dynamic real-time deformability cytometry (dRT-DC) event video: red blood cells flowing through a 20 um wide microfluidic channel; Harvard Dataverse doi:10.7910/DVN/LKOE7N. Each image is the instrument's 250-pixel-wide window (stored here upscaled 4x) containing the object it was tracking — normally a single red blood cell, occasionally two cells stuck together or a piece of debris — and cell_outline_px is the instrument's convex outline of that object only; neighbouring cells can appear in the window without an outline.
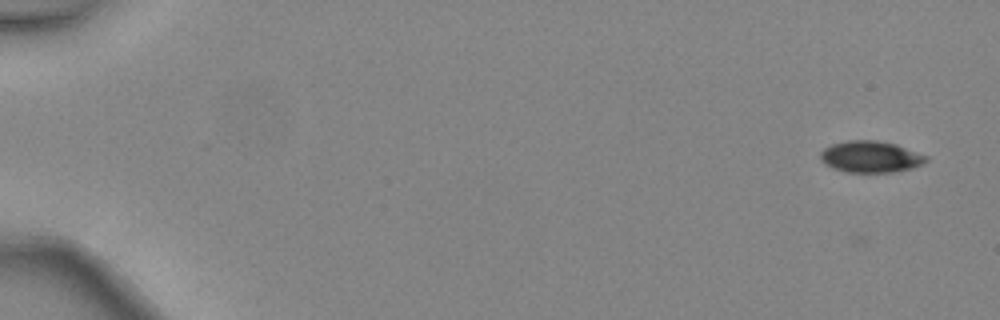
{"species": "common noctule bat (a hibernating species)", "species_latin": "Nyctalus noctula", "temperature_condition": "warm", "stored_images_in_passage": 5, "camera_frame_rate_fps": 3000, "um_per_image_px": 0.085, "animal": {"sex": "female", "body_mass_g": 24.6, "forearm_length_mm": 56.2}, "frame": {"image": 1, "passage_image": 1, "time_ms": 0.0, "image_size_px": [1000, 320], "cell_outline_px": [[928, 160], [912, 168], [892, 172], [844, 172], [832, 168], [824, 164], [820, 160], [820, 152], [824, 148], [832, 144], [848, 140], [876, 140], [896, 144], [928, 156]], "centroid_in_image_um": [73.96, 13.32], "position_along_channel_um": 11.0, "area_um2": 19.48}}
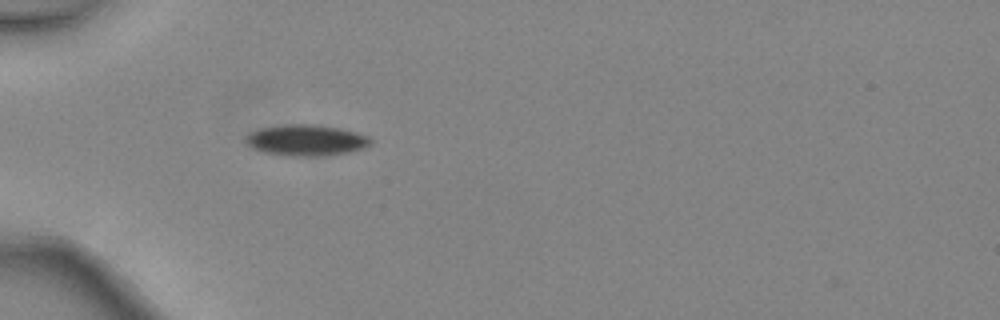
{"frame": {"image": 2, "passage_image": 5, "time_ms": 1.333, "image_size_px": [1000, 320], "cell_outline_px": [[372, 144], [364, 148], [348, 152], [324, 156], [292, 156], [264, 152], [252, 148], [244, 140], [248, 132], [260, 128], [288, 124], [312, 124], [336, 128], [356, 132], [368, 136], [372, 140]], "centroid_in_image_um": [26.01, 11.92], "position_along_channel_um": 59.0, "area_um2": 22.6}}